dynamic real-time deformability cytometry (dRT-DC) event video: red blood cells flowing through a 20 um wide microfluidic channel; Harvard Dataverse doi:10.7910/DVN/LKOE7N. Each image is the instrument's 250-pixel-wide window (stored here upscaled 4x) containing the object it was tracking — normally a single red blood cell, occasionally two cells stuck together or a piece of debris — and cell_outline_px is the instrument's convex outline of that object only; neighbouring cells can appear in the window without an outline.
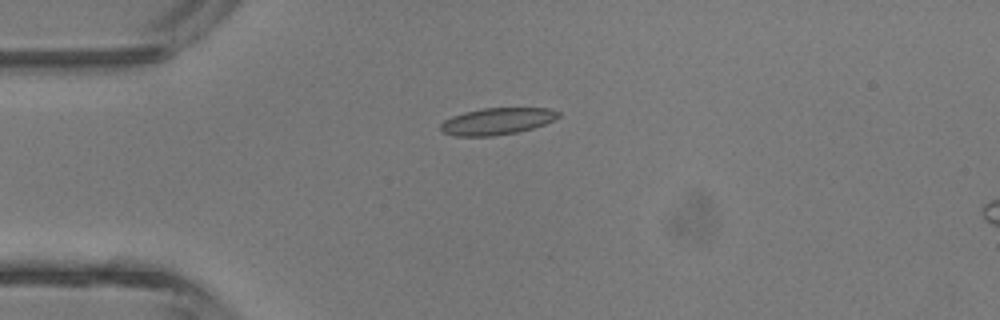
{"species": "common noctule bat (a hibernating species)", "species_latin": "Nyctalus noctula", "temperature_condition": "room temperature", "stored_images_in_passage": 5, "camera_frame_rate_fps": 3000, "um_per_image_px": 0.085, "animal": {"sex": "male", "body_mass_g": 13.3}, "frame": {"image": 1, "passage_image": 3, "time_ms": 3.333, "image_size_px": [1000, 320], "cell_outline_px": [[560, 116], [544, 124], [532, 128], [516, 132], [492, 136], [456, 136], [444, 132], [440, 128], [440, 124], [444, 120], [452, 116], [464, 112], [484, 108], [548, 108], [560, 112]], "centroid_in_image_um": [42.23, 10.3], "position_along_channel_um": 42.8, "area_um2": 18.21}}
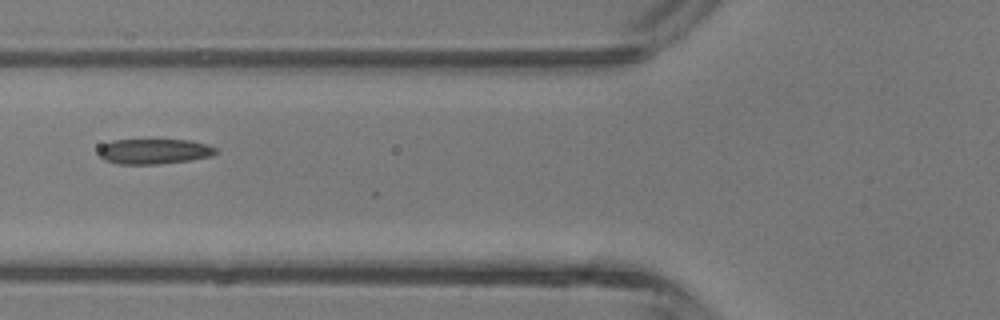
{"frame": {"image": 2, "passage_image": 5, "time_ms": 5.333, "image_size_px": [1000, 320], "cell_outline_px": [[216, 152], [212, 156], [188, 160], [160, 164], [116, 164], [104, 160], [96, 152], [104, 144], [112, 140], [192, 140], [208, 144], [216, 148]], "centroid_in_image_um": [13.08, 12.87], "position_along_channel_um": 112.7, "area_um2": 17.28}}